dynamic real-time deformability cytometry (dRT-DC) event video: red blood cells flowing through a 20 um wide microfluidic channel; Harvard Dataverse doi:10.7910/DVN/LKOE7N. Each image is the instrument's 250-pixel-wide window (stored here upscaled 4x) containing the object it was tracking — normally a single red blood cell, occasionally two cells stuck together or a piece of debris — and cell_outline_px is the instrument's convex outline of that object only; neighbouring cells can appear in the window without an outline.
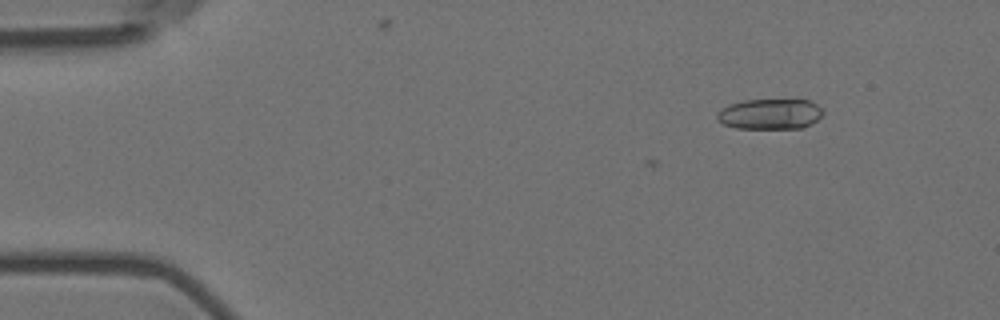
{"species": "Egyptian fruit bat (a non-hibernating species)", "species_latin": "Rousettus aegyptiacus", "temperature_condition": "room temperature", "stored_images_in_passage": 4, "camera_frame_rate_fps": 3000, "um_per_image_px": 0.085, "animal": {"sex": "female"}, "frame": {"image": 1, "passage_image": 4, "time_ms": 1.0, "image_size_px": [1000, 320], "cell_outline_px": [[824, 116], [804, 128], [736, 128], [724, 124], [716, 120], [716, 112], [720, 108], [728, 104], [744, 100], [808, 100], [816, 104], [824, 112]], "centroid_in_image_um": [65.43, 9.69], "position_along_channel_um": 19.6, "area_um2": 19.02}}